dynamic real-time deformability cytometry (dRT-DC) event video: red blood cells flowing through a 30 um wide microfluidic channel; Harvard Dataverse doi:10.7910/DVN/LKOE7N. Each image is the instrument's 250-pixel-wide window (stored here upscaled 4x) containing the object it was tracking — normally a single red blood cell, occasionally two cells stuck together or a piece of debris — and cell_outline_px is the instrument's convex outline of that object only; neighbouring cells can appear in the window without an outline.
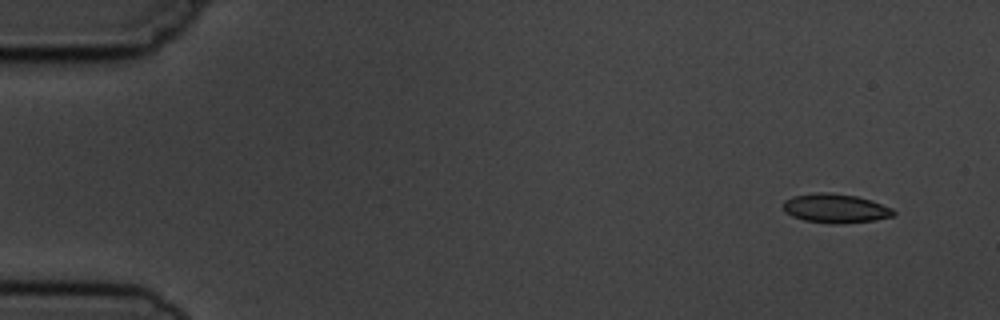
{"species": "common noctule bat (a hibernating species)", "species_latin": "Nyctalus noctula", "temperature_condition": "cold", "stored_images_in_passage": 7, "camera_frame_rate_fps": 3000, "um_per_image_px": 0.085, "animal": {"sex": "male", "body_mass_g": 19.5, "forearm_length_mm": 54.6}, "frame": {"image": 1, "passage_image": 1, "time_ms": 0.0, "image_size_px": [1000, 320], "cell_outline_px": [[896, 212], [892, 216], [872, 220], [836, 224], [832, 224], [804, 220], [792, 216], [784, 212], [784, 200], [792, 196], [820, 192], [824, 192], [856, 196], [872, 200], [892, 208]], "centroid_in_image_um": [70.99, 17.71], "position_along_channel_um": 14.0, "area_um2": 18.55}}
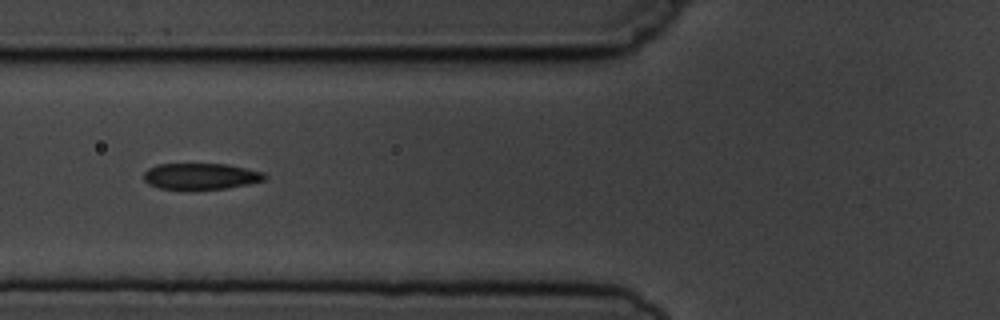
{"frame": {"image": 2, "passage_image": 5, "time_ms": 5.667, "image_size_px": [1000, 320], "cell_outline_px": [[268, 176], [264, 180], [248, 184], [224, 188], [160, 188], [148, 184], [144, 180], [144, 172], [148, 168], [156, 164], [228, 164], [264, 172]], "centroid_in_image_um": [17.08, 14.96], "position_along_channel_um": 108.7, "area_um2": 18.21}}
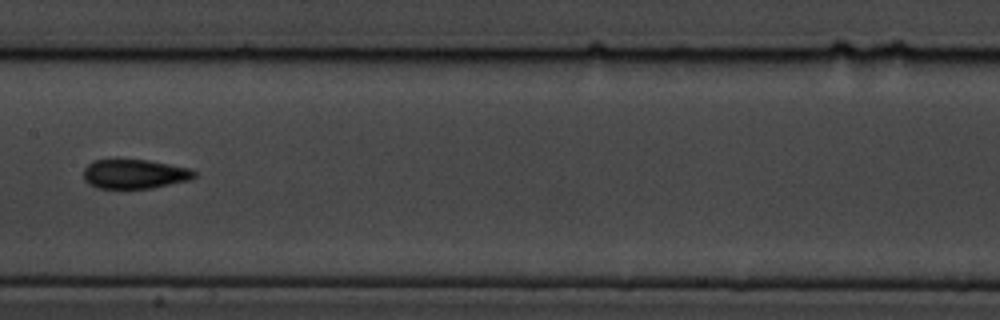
{"frame": {"image": 3, "passage_image": 7, "time_ms": 8.0, "image_size_px": [1000, 320], "cell_outline_px": [[196, 176], [192, 180], [152, 188], [96, 188], [88, 184], [84, 180], [84, 168], [92, 160], [148, 160], [188, 168], [196, 172]], "centroid_in_image_um": [11.44, 14.8], "position_along_channel_um": 196.0, "area_um2": 18.96}}